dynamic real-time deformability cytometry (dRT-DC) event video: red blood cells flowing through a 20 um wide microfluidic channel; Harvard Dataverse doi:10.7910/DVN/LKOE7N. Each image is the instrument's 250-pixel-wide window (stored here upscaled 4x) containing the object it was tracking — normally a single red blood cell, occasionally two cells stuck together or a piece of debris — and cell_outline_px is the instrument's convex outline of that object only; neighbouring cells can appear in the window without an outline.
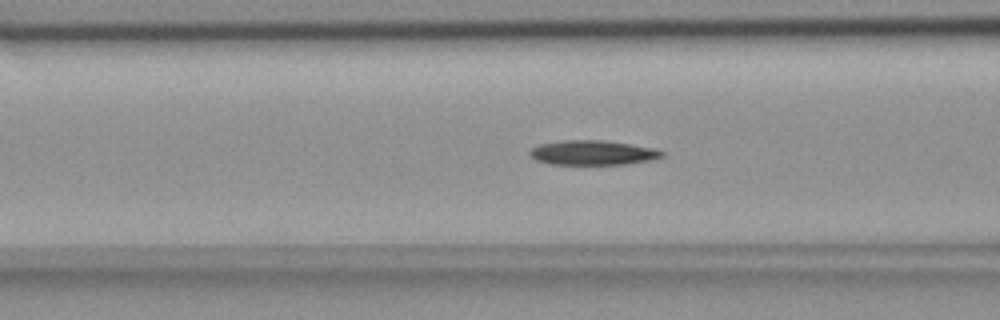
{"species": "common noctule bat (a hibernating species)", "species_latin": "Nyctalus noctula", "temperature_condition": "room temperature", "stored_images_in_passage": 56, "camera_frame_rate_fps": 3000, "um_per_image_px": 0.085, "animal": {"sex": "female", "body_mass_g": 18.4}, "frame": {"image": 1, "passage_image": 22, "time_ms": 7.0, "image_size_px": [1000, 320], "cell_outline_px": [[664, 156], [652, 160], [628, 164], [552, 164], [536, 160], [528, 152], [532, 148], [540, 144], [564, 140], [604, 140], [652, 148], [664, 152]], "centroid_in_image_um": [50.39, 12.98], "position_along_channel_um": 116.2, "area_um2": 18.79}}
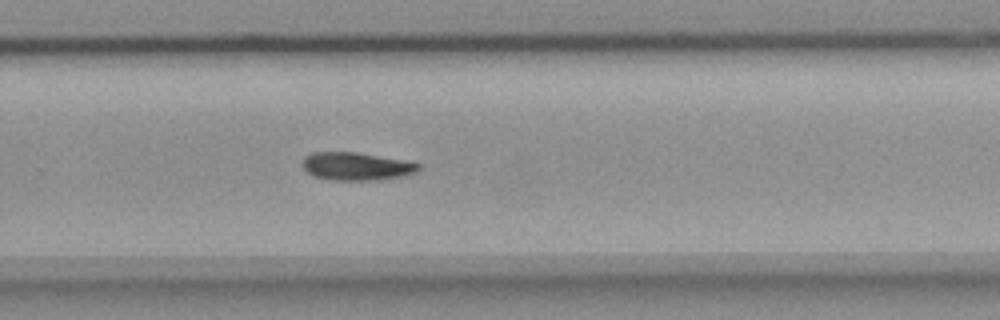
{"frame": {"image": 2, "passage_image": 37, "time_ms": 12.0, "image_size_px": [1000, 320], "cell_outline_px": [[420, 168], [416, 172], [404, 176], [376, 180], [328, 180], [312, 176], [304, 168], [304, 156], [312, 152], [356, 152], [400, 160], [420, 164]], "centroid_in_image_um": [30.26, 14.15], "position_along_channel_um": 299.5, "area_um2": 18.73}}
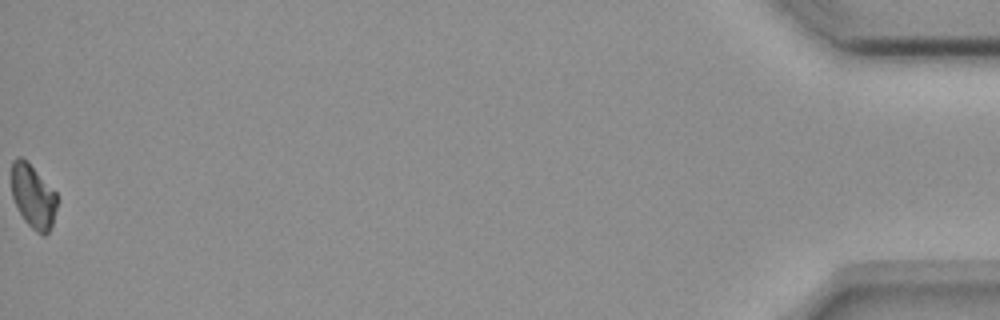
{"frame": {"image": 3, "passage_image": 56, "time_ms": 18.333, "image_size_px": [1000, 320], "cell_outline_px": [[60, 200], [52, 224], [48, 232], [44, 236], [36, 232], [24, 220], [12, 196], [12, 160], [16, 156], [20, 156], [28, 160], [56, 192]], "centroid_in_image_um": [2.85, 16.66], "position_along_channel_um": 432.4, "area_um2": 17.28}, "authors_computed_cell_mechanics": {"area_um2": 18.6116, "velocity_mm_per_s": 3.6791, "shape_relaxation_time_tau1_ms": 5.3549, "shape_relaxation_time_tau2_ms": null, "deformation_change_tau1": 0.1263, "deformation_change_tau2": null}}